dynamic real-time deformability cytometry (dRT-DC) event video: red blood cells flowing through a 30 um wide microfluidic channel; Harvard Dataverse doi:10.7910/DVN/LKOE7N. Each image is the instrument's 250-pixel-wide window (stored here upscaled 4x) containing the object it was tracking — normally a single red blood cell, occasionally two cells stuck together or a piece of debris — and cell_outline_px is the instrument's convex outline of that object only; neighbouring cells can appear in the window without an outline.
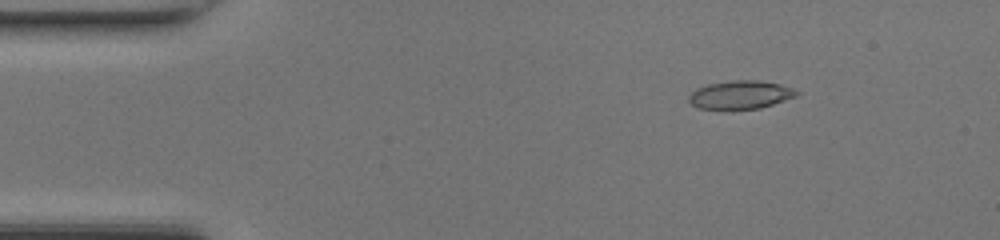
{"species": "common noctule bat (a hibernating species)", "species_latin": "Nyctalus noctula", "temperature_condition": "room temperature", "stored_images_in_passage": 48, "camera_frame_rate_fps": 3000, "um_per_image_px": 0.085, "animal": {"sex": "female", "body_mass_g": 17.0, "forearm_length_mm": 48.0}, "frame": {"image": 1, "passage_image": 7, "time_ms": 2.0, "image_size_px": [1000, 240], "cell_outline_px": [[800, 92], [796, 96], [760, 108], [732, 112], [724, 112], [700, 108], [692, 104], [688, 100], [688, 96], [696, 88], [708, 84], [736, 80], [756, 80], [780, 84], [792, 88]], "centroid_in_image_um": [62.89, 8.11], "position_along_channel_um": 22.1, "area_um2": 18.32}}
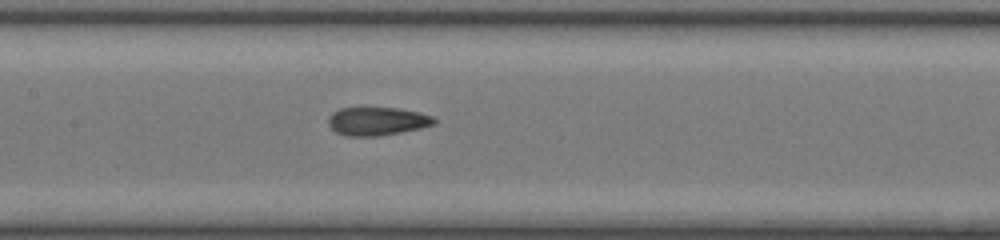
{"frame": {"image": 2, "passage_image": 23, "time_ms": 7.333, "image_size_px": [1000, 240], "cell_outline_px": [[436, 124], [420, 128], [380, 136], [348, 136], [336, 132], [328, 124], [328, 116], [332, 112], [340, 108], [396, 108], [416, 112], [432, 116], [436, 120]], "centroid_in_image_um": [32.03, 10.31], "position_along_channel_um": 175.4, "area_um2": 17.34}}
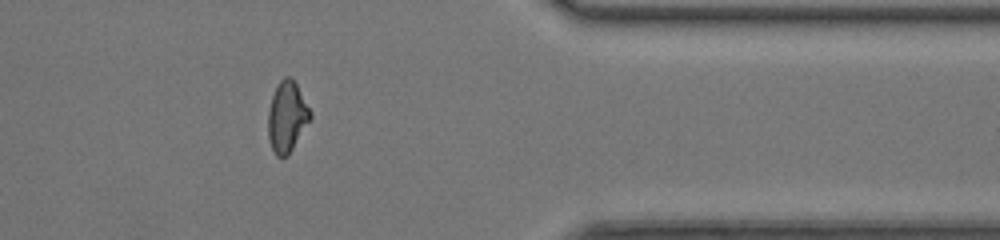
{"frame": {"image": 3, "passage_image": 39, "time_ms": 12.667, "image_size_px": [1000, 240], "cell_outline_px": [[312, 116], [288, 156], [276, 156], [272, 148], [268, 136], [268, 112], [272, 96], [280, 80], [284, 76], [292, 76], [312, 112]], "centroid_in_image_um": [24.4, 9.9], "position_along_channel_um": 387.0, "area_um2": 17.28}, "authors_computed_cell_mechanics": {"area_um2": 17.4556, "velocity_mm_per_s": 4.3456, "shape_relaxation_time_tau1_ms": null, "shape_relaxation_time_tau2_ms": 1.337, "deformation_change_tau1": null, "deformation_change_tau2": 0.0894}}